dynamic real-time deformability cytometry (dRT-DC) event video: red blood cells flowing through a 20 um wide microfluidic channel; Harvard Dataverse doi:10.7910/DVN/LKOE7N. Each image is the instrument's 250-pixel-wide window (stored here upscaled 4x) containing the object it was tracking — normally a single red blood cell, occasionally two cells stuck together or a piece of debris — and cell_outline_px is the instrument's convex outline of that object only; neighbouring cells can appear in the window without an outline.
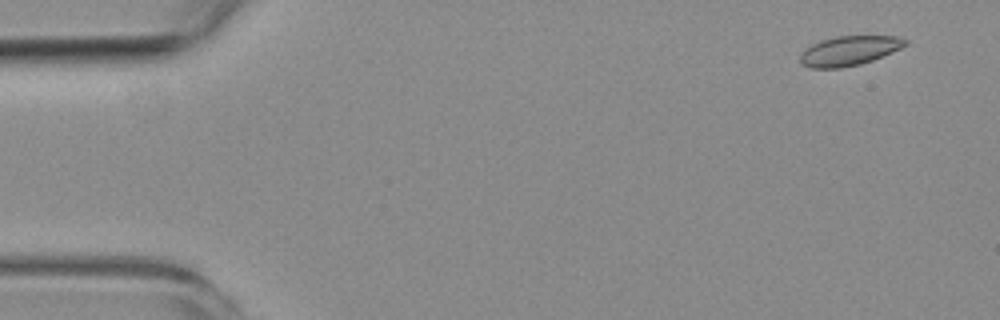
{"species": "common noctule bat (a hibernating species)", "species_latin": "Nyctalus noctula", "temperature_condition": "room temperature", "stored_images_in_passage": 5, "camera_frame_rate_fps": 3000, "um_per_image_px": 0.085, "animal": {"sex": "female", "body_mass_g": 19.3, "forearm_length_mm": 54.1}, "frame": {"image": 1, "passage_image": 1, "time_ms": 0.0, "image_size_px": [1000, 320], "cell_outline_px": [[908, 44], [892, 52], [872, 60], [860, 64], [840, 68], [808, 68], [800, 64], [800, 56], [812, 44], [820, 40], [836, 36], [896, 36], [908, 40]], "centroid_in_image_um": [72.18, 4.31], "position_along_channel_um": 12.8, "area_um2": 18.03}}
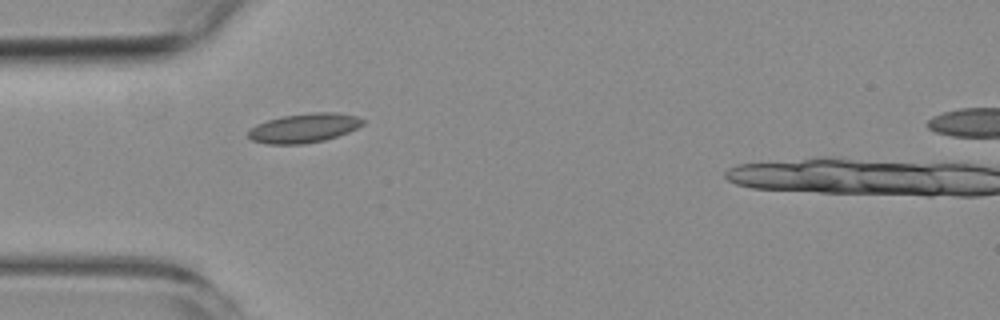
{"frame": {"image": 2, "passage_image": 4, "time_ms": 4.333, "image_size_px": [1000, 320], "cell_outline_px": [[364, 124], [348, 132], [324, 140], [300, 144], [268, 144], [252, 140], [248, 136], [248, 132], [256, 124], [280, 116], [312, 112], [336, 112], [360, 116], [364, 120]], "centroid_in_image_um": [25.86, 10.86], "position_along_channel_um": 59.1, "area_um2": 19.54}}